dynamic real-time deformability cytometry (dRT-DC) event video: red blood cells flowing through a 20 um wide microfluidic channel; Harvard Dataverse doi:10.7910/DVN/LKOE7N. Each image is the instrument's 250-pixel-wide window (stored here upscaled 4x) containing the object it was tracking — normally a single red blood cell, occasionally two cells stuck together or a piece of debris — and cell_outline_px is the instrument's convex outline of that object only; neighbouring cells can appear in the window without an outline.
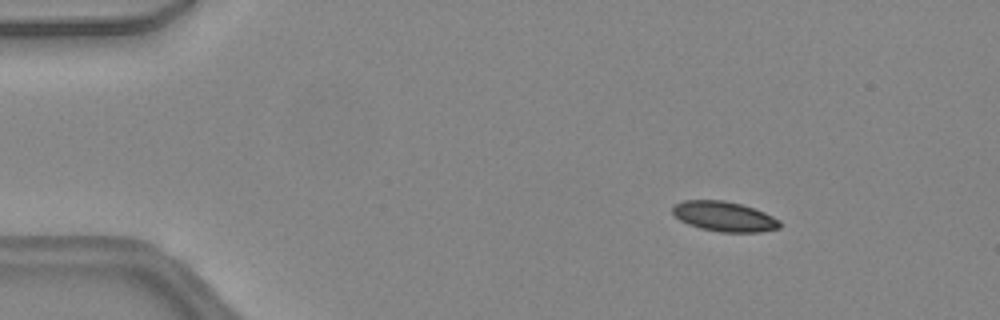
{"species": "common noctule bat (a hibernating species)", "species_latin": "Nyctalus noctula", "temperature_condition": "warm", "stored_images_in_passage": 41, "camera_frame_rate_fps": 3000, "um_per_image_px": 0.085, "animal": {"sex": "female", "body_mass_g": 24.6, "forearm_length_mm": 56.2}, "frame": {"image": 1, "passage_image": 1, "time_ms": 0.0, "image_size_px": [1000, 320], "cell_outline_px": [[780, 228], [760, 232], [720, 232], [700, 228], [688, 224], [680, 220], [672, 212], [672, 208], [676, 204], [684, 200], [724, 200], [740, 204], [764, 212], [780, 220]], "centroid_in_image_um": [61.56, 18.4], "position_along_channel_um": 23.4, "area_um2": 18.61}}
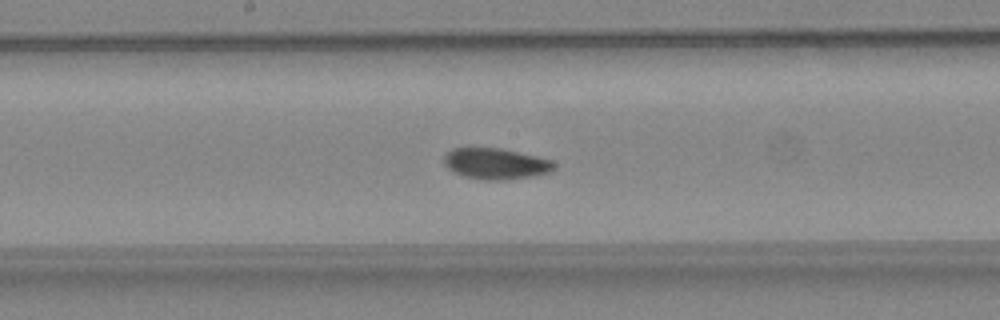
{"frame": {"image": 2, "passage_image": 19, "time_ms": 6.0, "image_size_px": [1000, 320], "cell_outline_px": [[556, 164], [548, 172], [532, 176], [504, 180], [484, 180], [464, 176], [448, 168], [444, 164], [444, 156], [452, 148], [500, 148], [536, 156], [552, 160]], "centroid_in_image_um": [42.12, 13.91], "position_along_channel_um": 206.1, "area_um2": 19.65}}
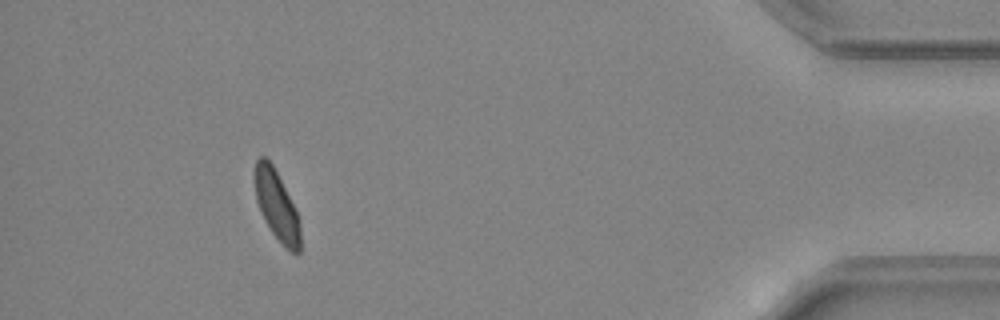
{"frame": {"image": 3, "passage_image": 37, "time_ms": 12.0, "image_size_px": [1000, 320], "cell_outline_px": [[300, 252], [288, 252], [284, 248], [272, 232], [264, 220], [256, 200], [252, 176], [252, 172], [256, 160], [260, 156], [264, 156], [272, 164], [296, 208], [300, 228]], "centroid_in_image_um": [23.48, 17.44], "position_along_channel_um": 411.7, "area_um2": 18.84}, "authors_computed_cell_mechanics": {"area_um2": 19.5364, "velocity_mm_per_s": 4.4462, "shape_relaxation_time_tau1_ms": 3.5814, "shape_relaxation_time_tau2_ms": null, "deformation_change_tau1": 0.0915, "deformation_change_tau2": null}}